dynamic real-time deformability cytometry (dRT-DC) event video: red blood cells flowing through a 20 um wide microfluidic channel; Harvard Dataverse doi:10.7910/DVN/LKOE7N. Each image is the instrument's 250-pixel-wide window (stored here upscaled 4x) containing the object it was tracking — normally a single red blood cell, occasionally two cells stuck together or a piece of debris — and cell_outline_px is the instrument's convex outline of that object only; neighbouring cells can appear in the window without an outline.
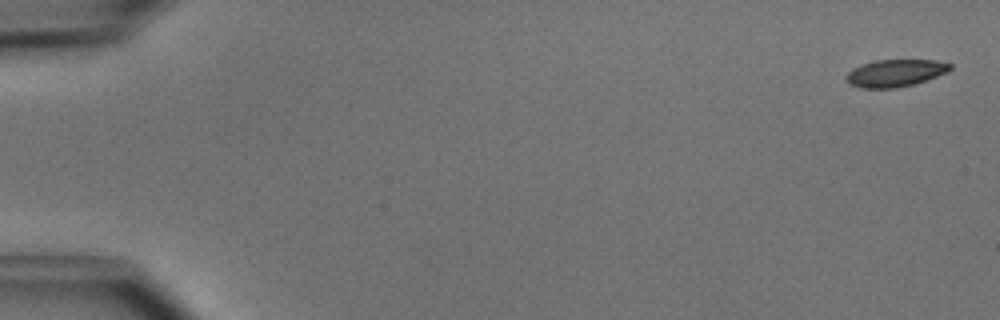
{"species": "common noctule bat (a hibernating species)", "species_latin": "Nyctalus noctula", "temperature_condition": "cold", "stored_images_in_passage": 4, "camera_frame_rate_fps": 3000, "um_per_image_px": 0.085, "animal": {"sex": "male", "body_mass_g": 15.6}, "frame": {"image": 1, "passage_image": 1, "time_ms": 0.0, "image_size_px": [1000, 320], "cell_outline_px": [[952, 68], [948, 72], [912, 84], [896, 88], [860, 88], [848, 84], [848, 72], [852, 68], [876, 60], [936, 60], [952, 64]], "centroid_in_image_um": [76.11, 6.21], "position_along_channel_um": 8.9, "area_um2": 16.3}}
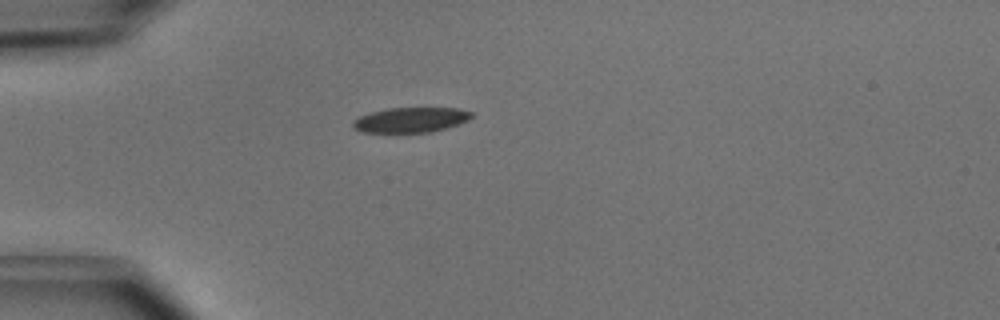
{"frame": {"image": 2, "passage_image": 4, "time_ms": 1.0, "image_size_px": [1000, 320], "cell_outline_px": [[472, 116], [468, 120], [432, 132], [364, 132], [352, 128], [352, 120], [368, 112], [388, 108], [460, 108], [472, 112]], "centroid_in_image_um": [34.86, 10.18], "position_along_channel_um": 50.1, "area_um2": 17.28}}